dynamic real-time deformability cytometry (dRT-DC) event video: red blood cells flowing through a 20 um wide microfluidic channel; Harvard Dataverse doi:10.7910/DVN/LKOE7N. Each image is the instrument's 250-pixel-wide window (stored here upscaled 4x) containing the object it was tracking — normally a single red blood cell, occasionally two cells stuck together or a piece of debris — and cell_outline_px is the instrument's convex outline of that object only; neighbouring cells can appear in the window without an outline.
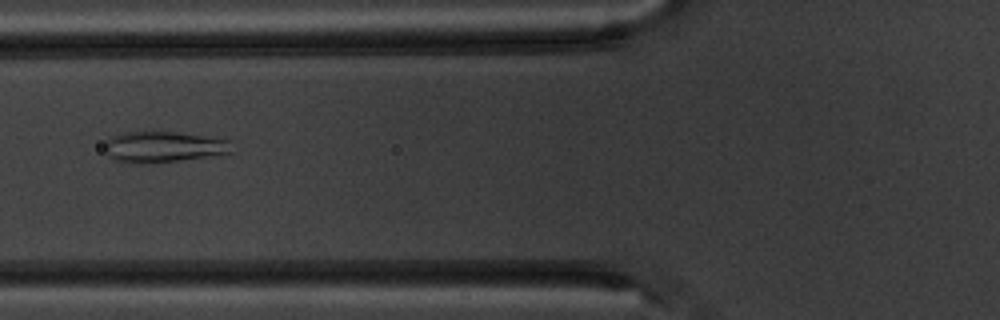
{"species": "common noctule bat (a hibernating species)", "species_latin": "Nyctalus noctula", "temperature_condition": "warm", "stored_images_in_passage": 5, "camera_frame_rate_fps": 3000, "um_per_image_px": 0.085, "animal": {"sex": "male", "body_mass_g": 20.1, "forearm_length_mm": 53.5}, "frame": {"image": 1, "passage_image": 5, "time_ms": 5.333, "image_size_px": [1000, 320], "cell_outline_px": [[232, 152], [180, 160], [140, 164], [132, 164], [116, 160], [108, 156], [108, 140], [112, 136], [124, 132], [176, 132], [228, 140]], "centroid_in_image_um": [13.86, 12.49], "position_along_channel_um": 111.9, "area_um2": 22.25}}